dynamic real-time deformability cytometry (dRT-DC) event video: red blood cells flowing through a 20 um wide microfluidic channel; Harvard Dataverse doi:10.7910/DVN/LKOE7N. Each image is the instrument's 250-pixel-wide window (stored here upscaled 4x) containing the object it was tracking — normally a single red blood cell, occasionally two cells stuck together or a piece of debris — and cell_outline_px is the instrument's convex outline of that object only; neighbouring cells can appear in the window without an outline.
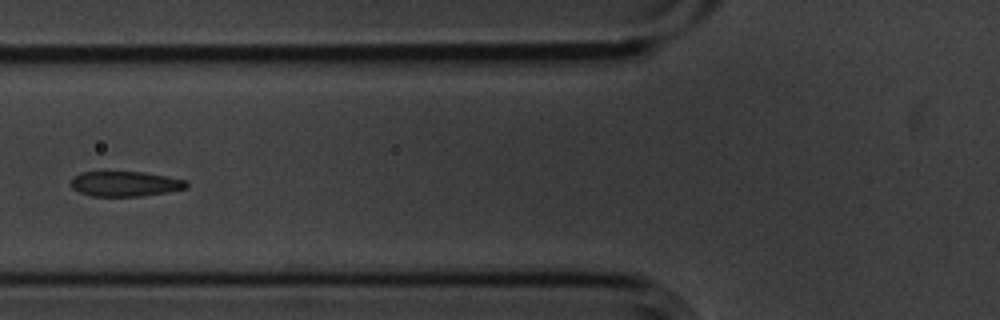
{"species": "common noctule bat (a hibernating species)", "species_latin": "Nyctalus noctula", "temperature_condition": "cold", "stored_images_in_passage": 8, "camera_frame_rate_fps": 3000, "um_per_image_px": 0.085, "animal": {"sex": "male", "body_mass_g": 20.1, "forearm_length_mm": 53.5}, "frame": {"image": 1, "passage_image": 6, "time_ms": 1.667, "image_size_px": [1000, 320], "cell_outline_px": [[188, 188], [168, 192], [140, 196], [92, 196], [80, 192], [72, 188], [72, 180], [80, 172], [140, 172], [164, 176], [184, 180], [188, 184]], "centroid_in_image_um": [10.65, 15.63], "position_along_channel_um": 115.2, "area_um2": 16.59}}
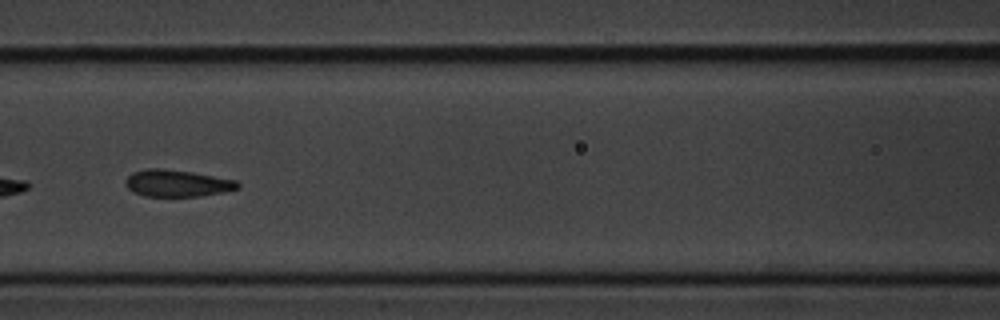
{"frame": {"image": 2, "passage_image": 7, "time_ms": 2.0, "image_size_px": [1000, 320], "cell_outline_px": [[240, 188], [224, 192], [200, 196], [144, 196], [132, 192], [124, 184], [124, 180], [132, 172], [148, 168], [164, 168], [192, 172], [236, 180], [240, 184]], "centroid_in_image_um": [15.03, 15.57], "position_along_channel_um": 151.6, "area_um2": 17.74}}
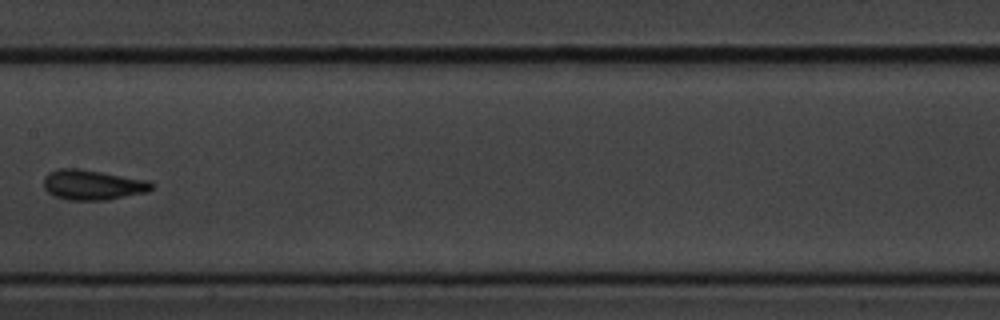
{"frame": {"image": 3, "passage_image": 8, "time_ms": 2.333, "image_size_px": [1000, 320], "cell_outline_px": [[156, 184], [148, 192], [108, 200], [68, 200], [56, 196], [48, 192], [44, 188], [44, 176], [48, 172], [60, 168], [80, 168], [148, 180]], "centroid_in_image_um": [7.89, 15.71], "position_along_channel_um": 199.5, "area_um2": 19.13}}